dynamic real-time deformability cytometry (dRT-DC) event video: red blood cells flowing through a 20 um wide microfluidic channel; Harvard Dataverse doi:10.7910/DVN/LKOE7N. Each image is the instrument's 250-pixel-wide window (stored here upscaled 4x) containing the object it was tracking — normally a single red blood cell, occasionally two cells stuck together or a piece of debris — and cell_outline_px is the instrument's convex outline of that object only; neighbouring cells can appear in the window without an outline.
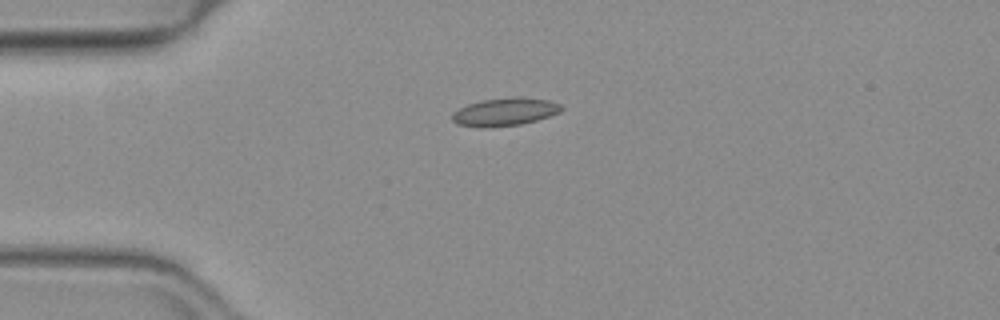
{"species": "common noctule bat (a hibernating species)", "species_latin": "Nyctalus noctula", "temperature_condition": "warm", "stored_images_in_passage": 39, "camera_frame_rate_fps": 3000, "um_per_image_px": 0.085, "animal": {"sex": "female", "body_mass_g": 19.3, "forearm_length_mm": 54.1}, "frame": {"image": 1, "passage_image": 1, "time_ms": 0.0, "image_size_px": [1000, 320], "cell_outline_px": [[564, 108], [560, 112], [536, 120], [520, 124], [484, 128], [480, 128], [456, 124], [452, 120], [452, 112], [468, 104], [484, 100], [516, 96], [520, 96], [548, 100], [560, 104]], "centroid_in_image_um": [42.9, 9.51], "position_along_channel_um": 42.1, "area_um2": 17.8}}
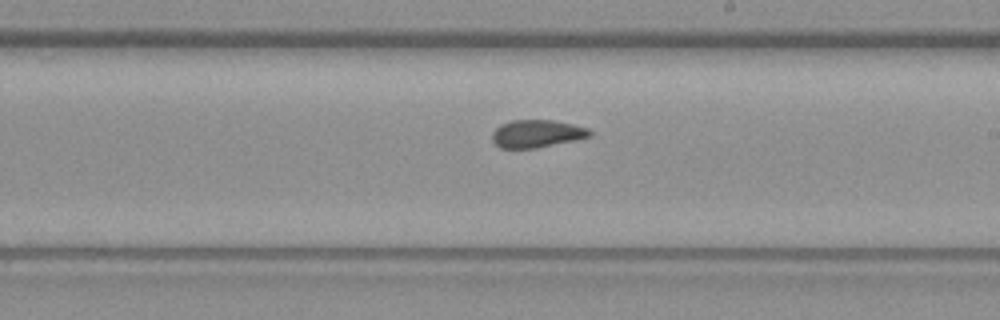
{"frame": {"image": 2, "passage_image": 18, "time_ms": 5.667, "image_size_px": [1000, 320], "cell_outline_px": [[592, 136], [536, 148], [500, 148], [492, 140], [492, 132], [500, 124], [512, 120], [552, 120], [572, 124], [588, 128], [592, 132]], "centroid_in_image_um": [45.61, 11.36], "position_along_channel_um": 243.4, "area_um2": 15.66}}
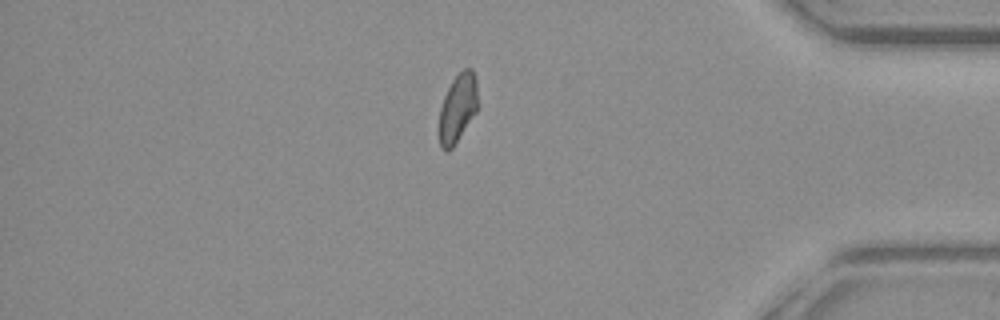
{"frame": {"image": 3, "passage_image": 32, "time_ms": 10.333, "image_size_px": [1000, 320], "cell_outline_px": [[476, 112], [452, 148], [448, 152], [444, 152], [440, 148], [440, 108], [444, 96], [452, 80], [464, 68], [472, 68], [476, 80]], "centroid_in_image_um": [38.89, 9.2], "position_along_channel_um": 396.3, "area_um2": 15.09}, "authors_computed_cell_mechanics": {"area_um2": 16.0684, "velocity_mm_per_s": 3.9887, "shape_relaxation_time_tau1_ms": 11.3208, "shape_relaxation_time_tau2_ms": 2.217, "deformation_change_tau1": 0.2087, "deformation_change_tau2": 0.079}}